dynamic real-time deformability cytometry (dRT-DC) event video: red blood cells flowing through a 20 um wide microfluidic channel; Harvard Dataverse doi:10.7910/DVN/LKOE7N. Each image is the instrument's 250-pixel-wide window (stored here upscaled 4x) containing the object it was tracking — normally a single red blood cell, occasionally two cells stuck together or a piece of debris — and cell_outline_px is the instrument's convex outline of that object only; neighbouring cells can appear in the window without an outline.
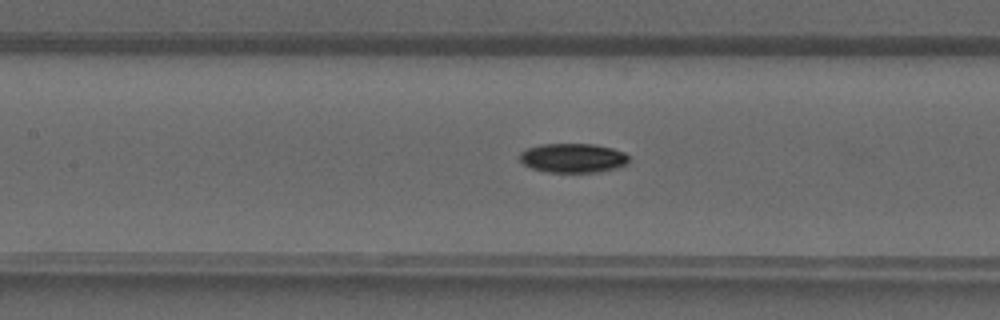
{"species": "common noctule bat (a hibernating species)", "species_latin": "Nyctalus noctula", "temperature_condition": "warm", "stored_images_in_passage": 40, "camera_frame_rate_fps": 3000, "um_per_image_px": 0.085, "animal": {"sex": "male", "forearm_length_mm": 52.5}, "frame": {"image": 1, "passage_image": 18, "time_ms": 5.667, "image_size_px": [1000, 320], "cell_outline_px": [[628, 164], [616, 168], [600, 172], [548, 172], [532, 168], [524, 164], [520, 160], [520, 152], [528, 148], [544, 144], [592, 144], [612, 148], [624, 152], [628, 156]], "centroid_in_image_um": [48.72, 13.43], "position_along_channel_um": 158.7, "area_um2": 18.55}}
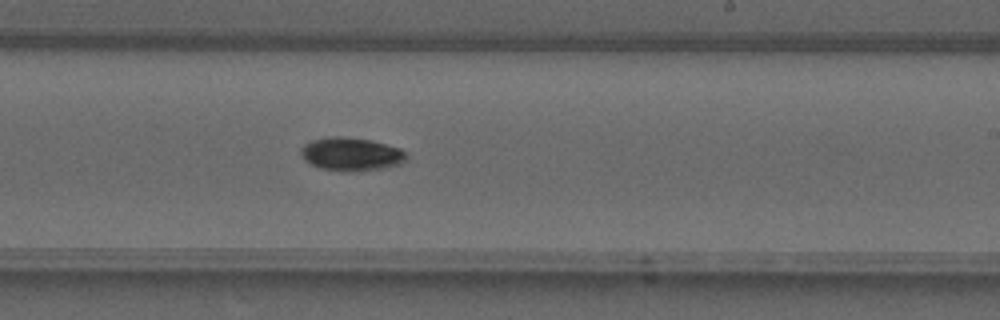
{"frame": {"image": 2, "passage_image": 24, "time_ms": 7.667, "image_size_px": [1000, 320], "cell_outline_px": [[408, 156], [400, 164], [388, 168], [348, 172], [320, 168], [304, 160], [300, 152], [300, 148], [304, 144], [312, 140], [332, 136], [340, 136], [372, 140], [400, 148]], "centroid_in_image_um": [29.85, 13.1], "position_along_channel_um": 259.1, "area_um2": 20.58}}
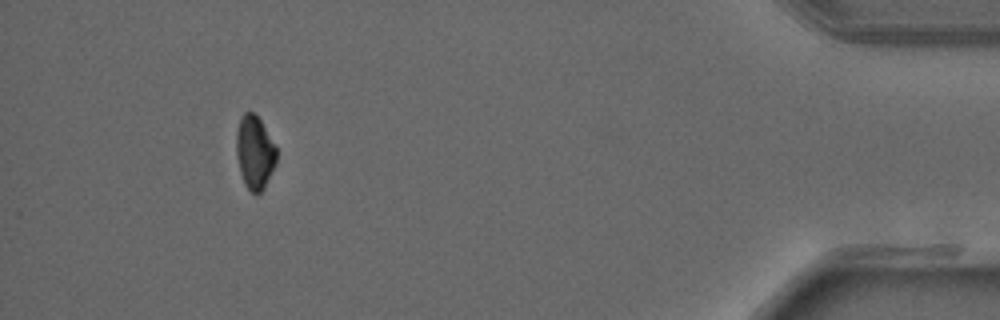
{"frame": {"image": 3, "passage_image": 37, "time_ms": 12.0, "image_size_px": [1000, 320], "cell_outline_px": [[276, 164], [264, 188], [256, 196], [244, 184], [240, 172], [236, 152], [236, 132], [240, 120], [244, 112], [252, 112], [260, 120], [276, 148]], "centroid_in_image_um": [21.64, 12.99], "position_along_channel_um": 413.6, "area_um2": 16.99}}